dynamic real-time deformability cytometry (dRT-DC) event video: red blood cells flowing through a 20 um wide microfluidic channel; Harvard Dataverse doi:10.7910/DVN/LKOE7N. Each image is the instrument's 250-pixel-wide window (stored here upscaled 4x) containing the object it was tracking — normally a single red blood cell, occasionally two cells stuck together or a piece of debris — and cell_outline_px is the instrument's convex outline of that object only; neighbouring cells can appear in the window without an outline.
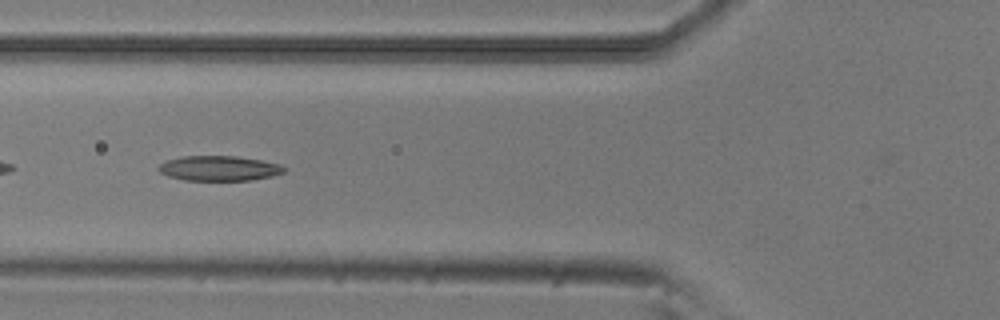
{"species": "common noctule bat (a hibernating species)", "species_latin": "Nyctalus noctula", "temperature_condition": "room temperature", "stored_images_in_passage": 37, "camera_frame_rate_fps": 3000, "um_per_image_px": 0.085, "animal": {"sex": "male", "body_mass_g": 20.5, "forearm_length_mm": 52.5}, "frame": {"image": 1, "passage_image": 4, "time_ms": 1.0, "image_size_px": [1000, 320], "cell_outline_px": [[288, 168], [284, 172], [272, 176], [252, 180], [184, 180], [168, 176], [160, 172], [156, 168], [160, 164], [168, 160], [180, 156], [236, 156], [260, 160], [280, 164]], "centroid_in_image_um": [18.63, 14.3], "position_along_channel_um": 107.2, "area_um2": 18.32}}
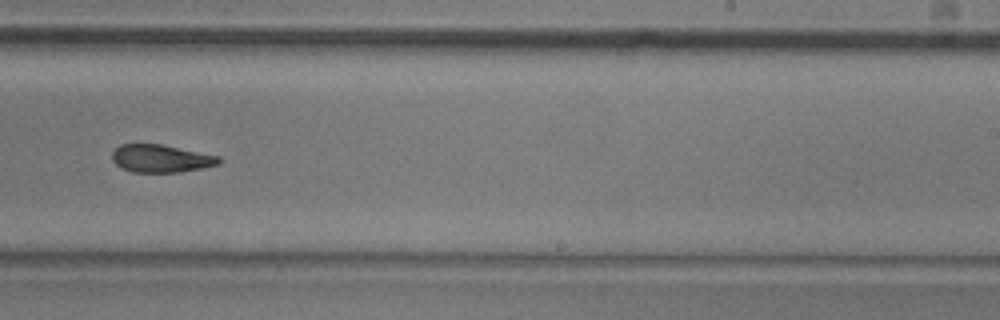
{"frame": {"image": 2, "passage_image": 17, "time_ms": 5.333, "image_size_px": [1000, 320], "cell_outline_px": [[220, 164], [180, 172], [132, 172], [116, 164], [112, 160], [112, 152], [120, 144], [160, 144], [220, 156]], "centroid_in_image_um": [13.67, 13.47], "position_along_channel_um": 275.3, "area_um2": 17.11}}
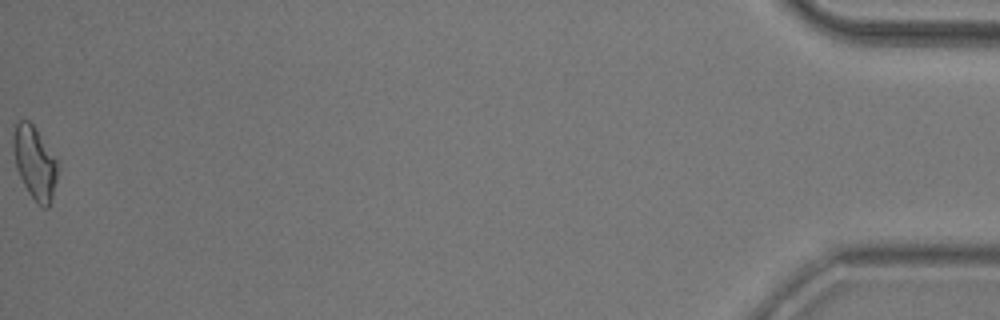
{"frame": {"image": 3, "passage_image": 37, "time_ms": 12.0, "image_size_px": [1000, 320], "cell_outline_px": [[56, 180], [52, 200], [48, 208], [44, 208], [36, 204], [28, 192], [16, 168], [12, 148], [12, 136], [16, 124], [20, 120], [28, 120], [32, 124], [56, 160]], "centroid_in_image_um": [2.91, 13.87], "position_along_channel_um": 432.3, "area_um2": 18.55}, "authors_computed_cell_mechanics": {"area_um2": 18.3226, "velocity_mm_per_s": 3.8695, "shape_relaxation_time_tau1_ms": 7.4981, "shape_relaxation_time_tau2_ms": 5.2989, "deformation_change_tau1": 0.1809, "deformation_change_tau2": 0.1375}}